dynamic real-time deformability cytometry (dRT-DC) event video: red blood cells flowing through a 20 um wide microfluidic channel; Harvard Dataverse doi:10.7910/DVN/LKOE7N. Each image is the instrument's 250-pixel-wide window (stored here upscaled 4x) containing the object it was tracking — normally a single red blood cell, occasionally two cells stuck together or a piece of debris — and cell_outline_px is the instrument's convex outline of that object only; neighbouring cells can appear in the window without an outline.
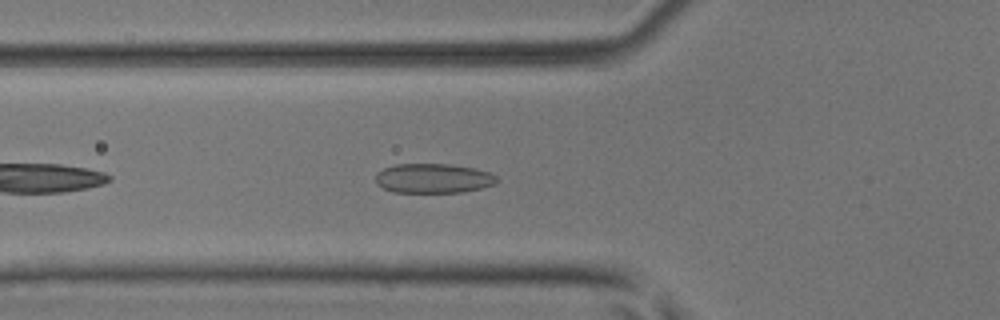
{"species": "common noctule bat (a hibernating species)", "species_latin": "Nyctalus noctula", "temperature_condition": "room temperature", "stored_images_in_passage": 37, "camera_frame_rate_fps": 3000, "um_per_image_px": 0.085, "animal": {"sex": "male", "body_mass_g": 17.9, "forearm_length_mm": 54.2}, "frame": {"image": 1, "passage_image": 5, "time_ms": 1.333, "image_size_px": [1000, 320], "cell_outline_px": [[500, 180], [496, 184], [480, 188], [460, 192], [392, 192], [376, 184], [376, 172], [384, 168], [396, 164], [452, 164], [472, 168], [488, 172], [496, 176]], "centroid_in_image_um": [36.82, 15.15], "position_along_channel_um": 89.0, "area_um2": 20.87}}
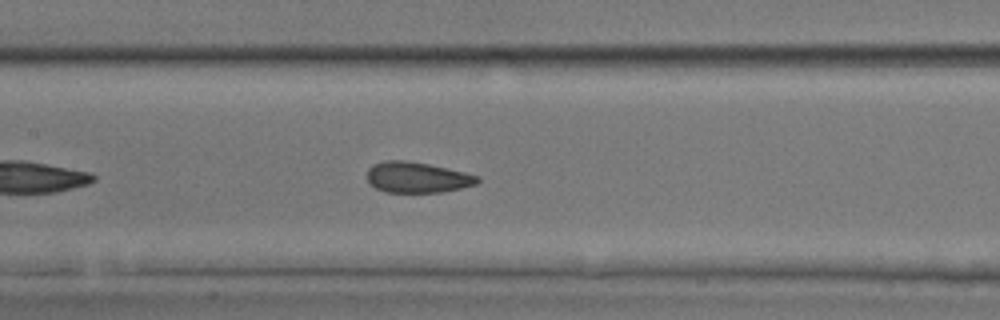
{"frame": {"image": 2, "passage_image": 11, "time_ms": 3.333, "image_size_px": [1000, 320], "cell_outline_px": [[480, 180], [476, 184], [460, 188], [440, 192], [384, 192], [368, 184], [368, 168], [372, 164], [384, 160], [404, 160], [428, 164], [464, 172], [480, 176]], "centroid_in_image_um": [35.42, 15.07], "position_along_channel_um": 172.0, "area_um2": 19.77}}
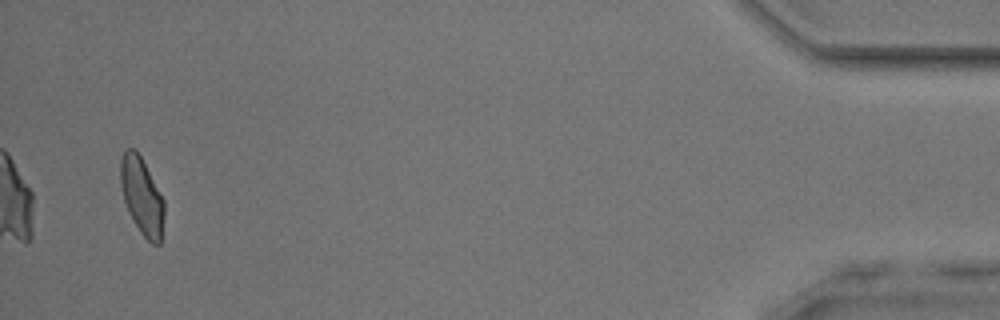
{"frame": {"image": 3, "passage_image": 35, "time_ms": 11.333, "image_size_px": [1000, 320], "cell_outline_px": [[164, 216], [160, 244], [152, 244], [140, 232], [128, 212], [124, 200], [120, 184], [120, 160], [124, 152], [128, 148], [136, 148], [164, 200]], "centroid_in_image_um": [12.05, 16.67], "position_along_channel_um": 423.2, "area_um2": 19.54}, "authors_computed_cell_mechanics": {"area_um2": 19.8832, "velocity_mm_per_s": 4.1467, "shape_relaxation_time_tau1_ms": 5.3428, "shape_relaxation_time_tau2_ms": 1.1059, "deformation_change_tau1": 0.135, "deformation_change_tau2": 0.0681}}